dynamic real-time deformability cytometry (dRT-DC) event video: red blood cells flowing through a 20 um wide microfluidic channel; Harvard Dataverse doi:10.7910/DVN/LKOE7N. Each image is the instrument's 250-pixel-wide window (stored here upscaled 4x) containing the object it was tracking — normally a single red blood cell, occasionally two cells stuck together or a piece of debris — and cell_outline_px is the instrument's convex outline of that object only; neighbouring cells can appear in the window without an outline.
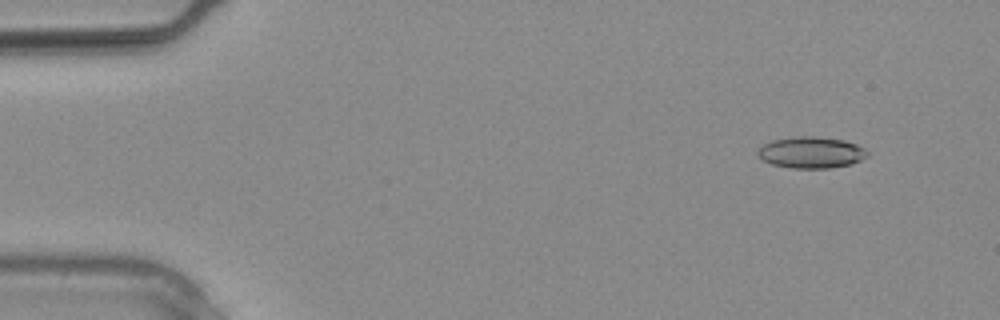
{"species": "common noctule bat (a hibernating species)", "species_latin": "Nyctalus noctula", "temperature_condition": "warm", "stored_images_in_passage": 10, "camera_frame_rate_fps": 3000, "um_per_image_px": 0.085, "animal": {"sex": "male", "body_mass_g": 20.4}, "frame": {"image": 1, "passage_image": 2, "time_ms": 0.333, "image_size_px": [1000, 320], "cell_outline_px": [[868, 156], [852, 164], [832, 168], [792, 168], [772, 164], [764, 160], [756, 152], [764, 144], [772, 140], [796, 136], [812, 136], [844, 140], [856, 144], [864, 148], [868, 152]], "centroid_in_image_um": [68.97, 12.96], "position_along_channel_um": 16.0, "area_um2": 20.0}}
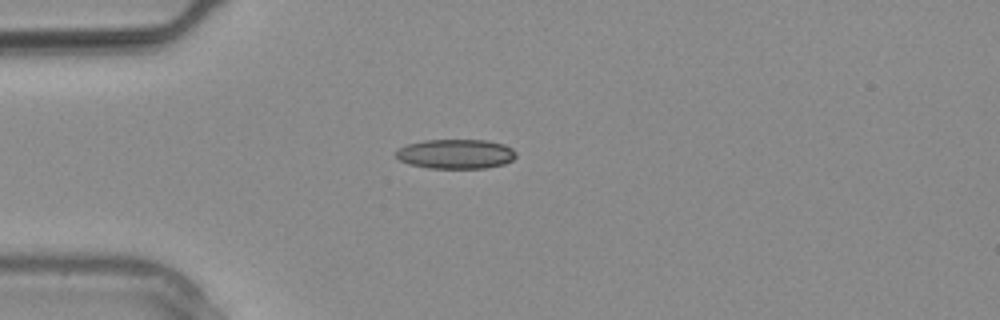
{"frame": {"image": 2, "passage_image": 7, "time_ms": 2.0, "image_size_px": [1000, 320], "cell_outline_px": [[516, 156], [512, 160], [504, 164], [488, 168], [428, 168], [408, 164], [400, 160], [396, 156], [396, 148], [408, 144], [424, 140], [488, 140], [504, 144], [512, 148], [516, 152]], "centroid_in_image_um": [38.74, 13.08], "position_along_channel_um": 46.3, "area_um2": 20.87}}